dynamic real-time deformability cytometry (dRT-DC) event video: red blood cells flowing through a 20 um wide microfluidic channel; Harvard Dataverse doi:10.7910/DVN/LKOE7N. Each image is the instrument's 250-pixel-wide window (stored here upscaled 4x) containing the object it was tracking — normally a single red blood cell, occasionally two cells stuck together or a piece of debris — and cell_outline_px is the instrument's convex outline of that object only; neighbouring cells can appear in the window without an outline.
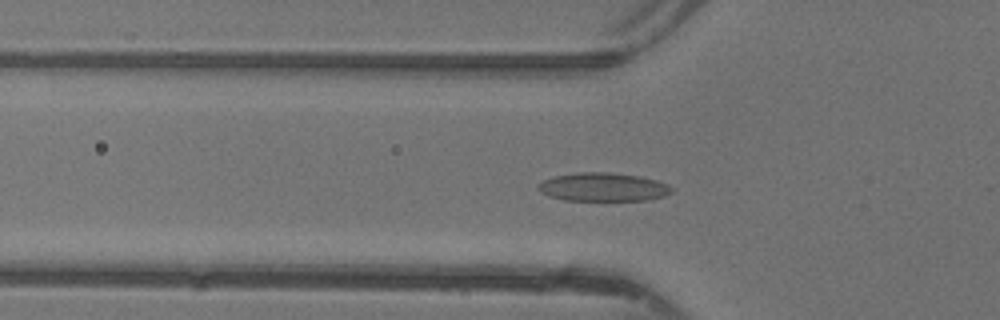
{"species": "common noctule bat (a hibernating species)", "species_latin": "Nyctalus noctula", "temperature_condition": "warm", "stored_images_in_passage": 48, "camera_frame_rate_fps": 3000, "um_per_image_px": 0.085, "animal": {"sex": "female"}, "frame": {"image": 1, "passage_image": 17, "time_ms": 5.333, "image_size_px": [1000, 320], "cell_outline_px": [[672, 192], [664, 196], [648, 200], [564, 200], [548, 196], [540, 192], [536, 188], [544, 180], [552, 176], [576, 172], [608, 172], [640, 176], [656, 180], [668, 184], [672, 188]], "centroid_in_image_um": [51.25, 15.89], "position_along_channel_um": 74.6, "area_um2": 22.25}}
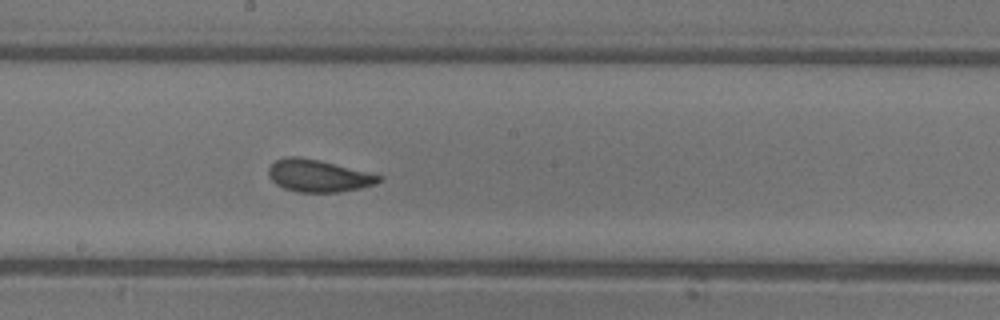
{"frame": {"image": 2, "passage_image": 27, "time_ms": 8.667, "image_size_px": [1000, 320], "cell_outline_px": [[384, 180], [376, 184], [360, 188], [340, 192], [296, 192], [284, 188], [276, 184], [268, 176], [268, 168], [276, 160], [288, 156], [296, 156], [316, 160], [368, 172], [384, 176]], "centroid_in_image_um": [27.07, 14.96], "position_along_channel_um": 221.1, "area_um2": 20.63}}
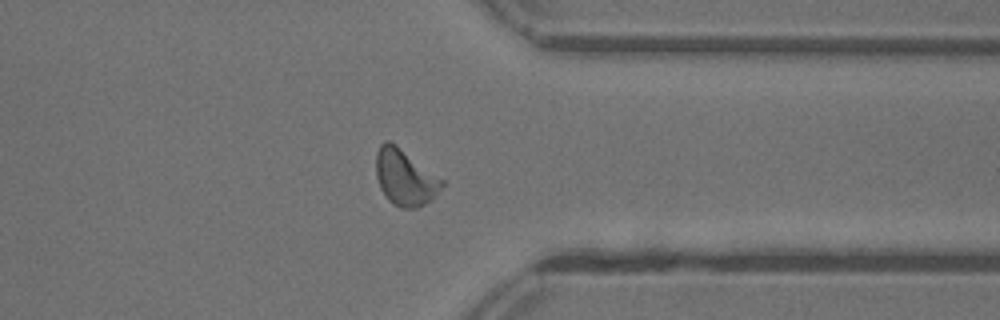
{"frame": {"image": 3, "passage_image": 38, "time_ms": 12.333, "image_size_px": [1000, 320], "cell_outline_px": [[444, 184], [436, 196], [432, 200], [420, 208], [400, 208], [388, 200], [380, 188], [376, 176], [376, 152], [380, 144], [384, 140], [388, 140], [396, 144], [444, 180]], "centroid_in_image_um": [34.43, 15.09], "position_along_channel_um": 377.0, "area_um2": 21.79}, "authors_computed_cell_mechanics": {"area_um2": 20.6635, "velocity_mm_per_s": 4.3702, "shape_relaxation_time_tau1_ms": 4.3837, "shape_relaxation_time_tau2_ms": 1.3101, "deformation_change_tau1": 0.1423, "deformation_change_tau2": 0.0601}}